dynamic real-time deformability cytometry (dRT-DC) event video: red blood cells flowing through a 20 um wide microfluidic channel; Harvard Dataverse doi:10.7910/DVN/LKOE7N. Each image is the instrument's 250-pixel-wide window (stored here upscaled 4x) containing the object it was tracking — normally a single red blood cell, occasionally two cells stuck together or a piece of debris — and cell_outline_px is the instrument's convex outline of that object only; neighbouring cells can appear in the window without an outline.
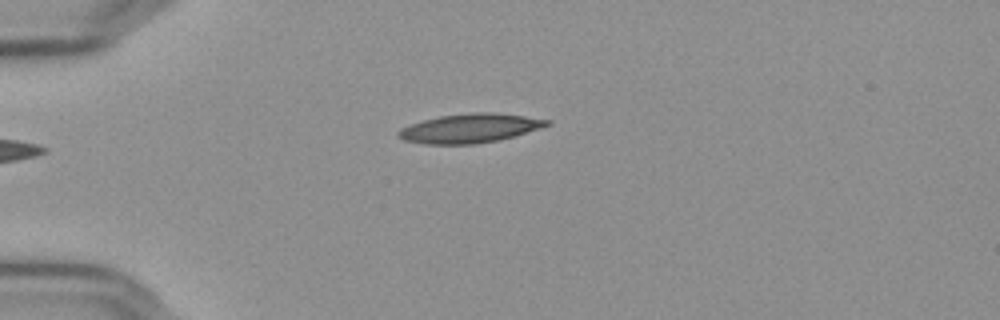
{"species": "Egyptian fruit bat (a non-hibernating species)", "species_latin": "Rousettus aegyptiacus", "temperature_condition": "cold", "stored_images_in_passage": 4, "camera_frame_rate_fps": 3000, "um_per_image_px": 0.085, "frame": {"image": 1, "passage_image": 4, "time_ms": 1.0, "image_size_px": [1000, 320], "cell_outline_px": [[552, 124], [540, 128], [500, 140], [476, 144], [424, 144], [404, 140], [396, 136], [396, 132], [400, 128], [408, 124], [440, 116], [472, 112], [492, 112], [524, 116], [552, 120]], "centroid_in_image_um": [39.91, 10.9], "position_along_channel_um": 45.1, "area_um2": 25.32}}